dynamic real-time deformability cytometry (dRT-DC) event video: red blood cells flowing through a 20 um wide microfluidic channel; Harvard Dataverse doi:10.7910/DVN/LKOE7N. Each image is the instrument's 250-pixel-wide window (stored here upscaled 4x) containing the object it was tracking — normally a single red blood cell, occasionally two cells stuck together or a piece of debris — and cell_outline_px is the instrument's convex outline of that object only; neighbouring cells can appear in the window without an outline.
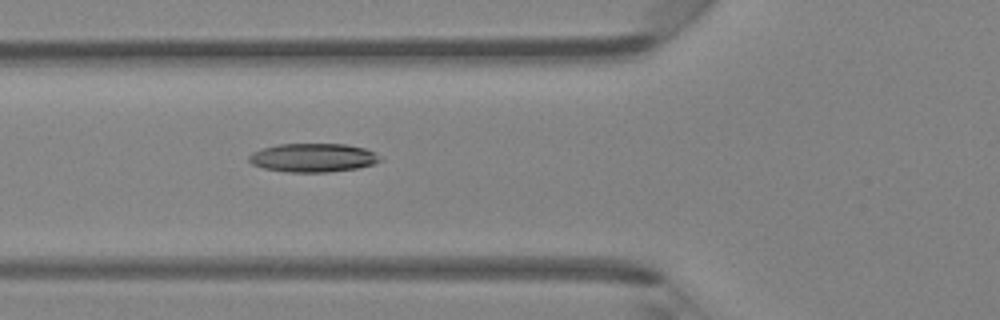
{"species": "Egyptian fruit bat (a non-hibernating species)", "species_latin": "Rousettus aegyptiacus", "temperature_condition": "room temperature", "stored_images_in_passage": 47, "segment_of_instrument_passage": [1, 2], "camera_frame_rate_fps": 3000, "um_per_image_px": 0.085, "animal": {"sex": "female"}, "frame": {"image": 1, "passage_image": 17, "time_ms": 5.333, "image_size_px": [1000, 320], "cell_outline_px": [[384, 160], [372, 164], [356, 168], [328, 172], [288, 172], [264, 168], [252, 164], [248, 160], [248, 156], [252, 152], [276, 144], [344, 144], [364, 148], [372, 152]], "centroid_in_image_um": [26.57, 13.4], "position_along_channel_um": 99.2, "area_um2": 21.73}}
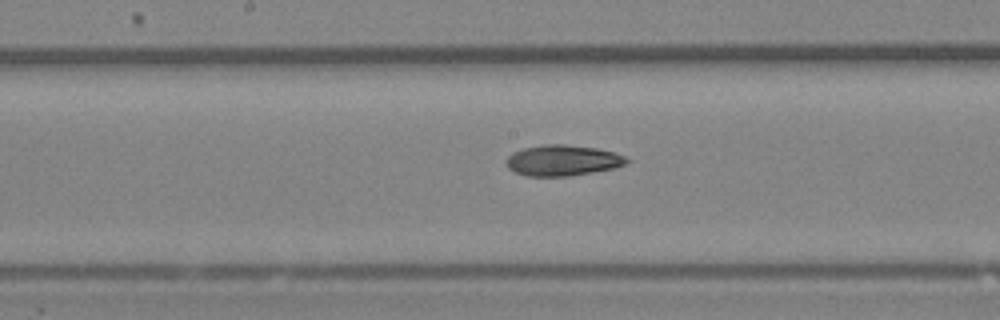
{"frame": {"image": 2, "passage_image": 24, "time_ms": 7.667, "image_size_px": [1000, 320], "cell_outline_px": [[632, 160], [624, 164], [612, 168], [572, 176], [528, 176], [516, 172], [508, 168], [504, 164], [504, 160], [512, 152], [524, 148], [544, 144], [564, 144], [596, 148], [616, 152]], "centroid_in_image_um": [47.8, 13.63], "position_along_channel_um": 200.4, "area_um2": 21.73}}
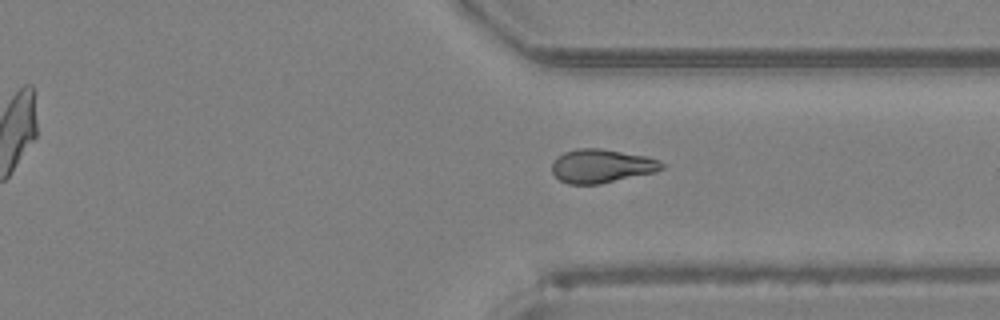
{"frame": {"image": 3, "passage_image": 35, "time_ms": 11.333, "image_size_px": [1000, 320], "cell_outline_px": [[664, 168], [656, 172], [600, 184], [568, 184], [560, 180], [552, 172], [552, 164], [556, 156], [564, 152], [580, 148], [600, 148], [644, 156], [660, 160], [664, 164]], "centroid_in_image_um": [51.13, 14.11], "position_along_channel_um": 360.3, "area_um2": 21.56}}